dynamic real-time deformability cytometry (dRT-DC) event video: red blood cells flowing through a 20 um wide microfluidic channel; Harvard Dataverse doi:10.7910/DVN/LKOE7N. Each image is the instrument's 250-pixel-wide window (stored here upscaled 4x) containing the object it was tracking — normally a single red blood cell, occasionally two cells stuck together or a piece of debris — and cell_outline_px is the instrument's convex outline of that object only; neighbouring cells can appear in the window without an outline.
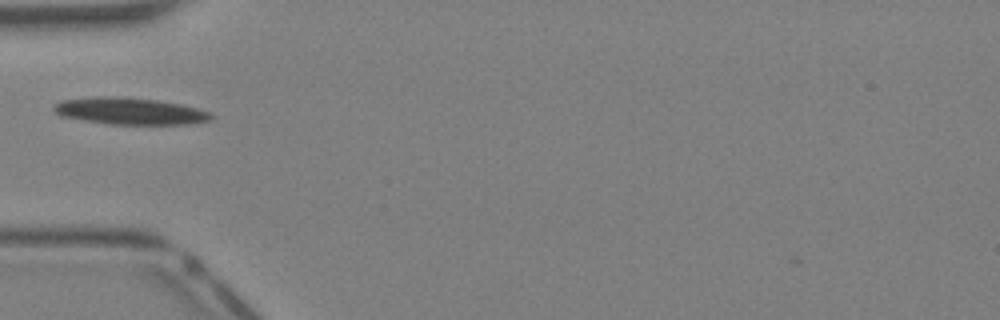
{"species": "Egyptian fruit bat (a non-hibernating species)", "species_latin": "Rousettus aegyptiacus", "temperature_condition": "warm", "stored_images_in_passage": 28, "camera_frame_rate_fps": 3000, "um_per_image_px": 0.085, "animal": {"sex": "female"}, "frame": {"image": 1, "passage_image": 1, "time_ms": 0.0, "image_size_px": [1000, 320], "cell_outline_px": [[212, 120], [196, 124], [108, 124], [64, 116], [56, 112], [52, 108], [52, 104], [60, 100], [92, 96], [120, 96], [156, 100], [180, 104], [196, 108], [208, 112], [212, 116]], "centroid_in_image_um": [11.02, 9.43], "position_along_channel_um": 74.0, "area_um2": 24.62}}
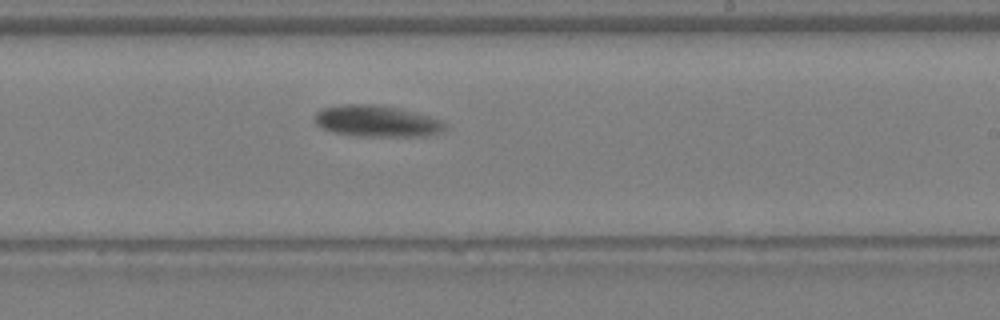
{"frame": {"image": 2, "passage_image": 12, "time_ms": 3.667, "image_size_px": [1000, 320], "cell_outline_px": [[448, 128], [440, 132], [428, 136], [356, 136], [336, 132], [324, 128], [316, 124], [316, 112], [324, 108], [344, 104], [376, 104], [400, 108], [432, 116], [444, 120], [448, 124]], "centroid_in_image_um": [32.14, 10.29], "position_along_channel_um": 256.9, "area_um2": 24.04}}
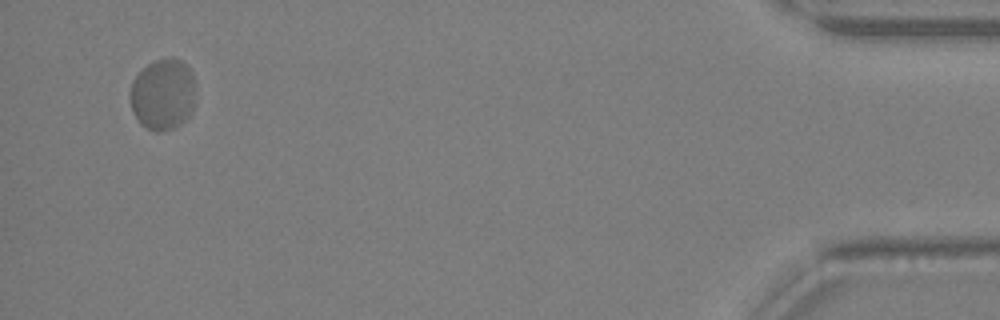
{"frame": {"image": 3, "passage_image": 27, "time_ms": 8.667, "image_size_px": [1000, 320], "cell_outline_px": [[196, 92], [192, 112], [180, 124], [164, 132], [156, 132], [140, 124], [132, 108], [128, 96], [128, 92], [132, 80], [148, 64], [156, 60], [172, 56], [180, 60], [192, 72], [196, 84]], "centroid_in_image_um": [13.85, 8.01], "position_along_channel_um": 421.3, "area_um2": 27.63}}